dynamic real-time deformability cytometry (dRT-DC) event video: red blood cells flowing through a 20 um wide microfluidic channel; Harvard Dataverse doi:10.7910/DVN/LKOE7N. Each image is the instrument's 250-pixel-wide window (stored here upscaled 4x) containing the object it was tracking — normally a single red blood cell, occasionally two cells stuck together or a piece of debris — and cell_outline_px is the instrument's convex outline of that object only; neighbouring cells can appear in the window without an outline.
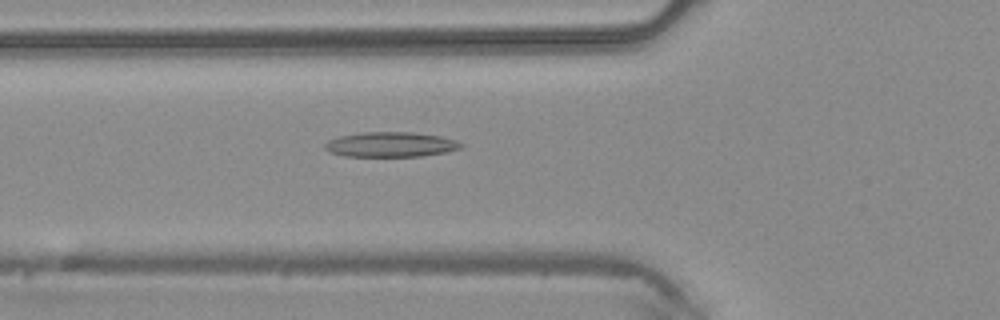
{"species": "common noctule bat (a hibernating species)", "species_latin": "Nyctalus noctula", "temperature_condition": "warm", "stored_images_in_passage": 43, "camera_frame_rate_fps": 3000, "um_per_image_px": 0.085, "animal": {"sex": "male", "body_mass_g": 20.4}, "frame": {"image": 1, "passage_image": 16, "time_ms": 5.0, "image_size_px": [1000, 320], "cell_outline_px": [[464, 148], [448, 152], [420, 156], [344, 156], [328, 152], [324, 148], [324, 144], [328, 140], [340, 136], [360, 132], [412, 132], [440, 136], [456, 140], [464, 144]], "centroid_in_image_um": [33.23, 12.28], "position_along_channel_um": 92.6, "area_um2": 20.0}}
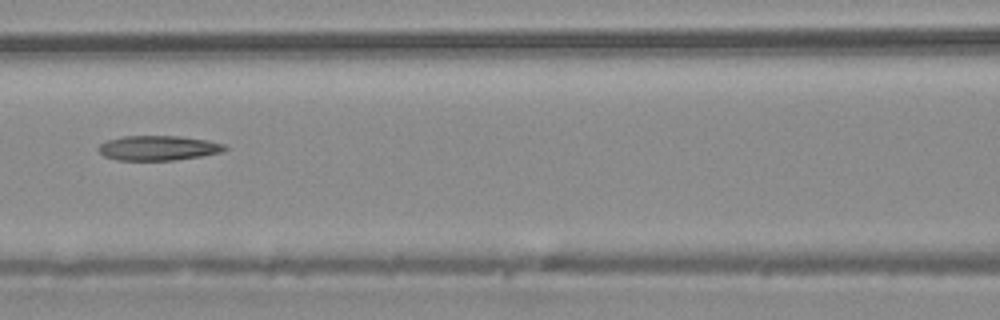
{"frame": {"image": 2, "passage_image": 20, "time_ms": 6.333, "image_size_px": [1000, 320], "cell_outline_px": [[228, 148], [224, 152], [200, 156], [172, 160], [116, 160], [104, 156], [96, 148], [100, 144], [108, 140], [124, 136], [180, 136], [208, 140], [224, 144]], "centroid_in_image_um": [13.46, 12.58], "position_along_channel_um": 153.1, "area_um2": 18.26}}
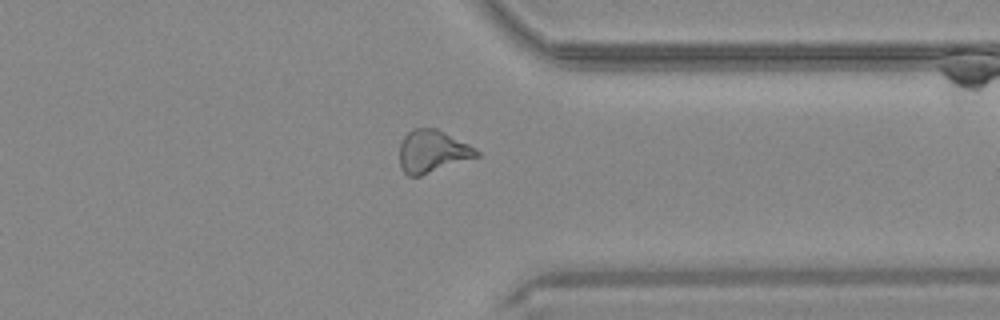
{"frame": {"image": 3, "passage_image": 35, "time_ms": 11.333, "image_size_px": [1000, 320], "cell_outline_px": [[480, 156], [420, 176], [408, 176], [400, 168], [400, 144], [404, 136], [412, 128], [436, 128], [476, 148], [480, 152]], "centroid_in_image_um": [36.75, 12.87], "position_along_channel_um": 374.7, "area_um2": 19.07}}